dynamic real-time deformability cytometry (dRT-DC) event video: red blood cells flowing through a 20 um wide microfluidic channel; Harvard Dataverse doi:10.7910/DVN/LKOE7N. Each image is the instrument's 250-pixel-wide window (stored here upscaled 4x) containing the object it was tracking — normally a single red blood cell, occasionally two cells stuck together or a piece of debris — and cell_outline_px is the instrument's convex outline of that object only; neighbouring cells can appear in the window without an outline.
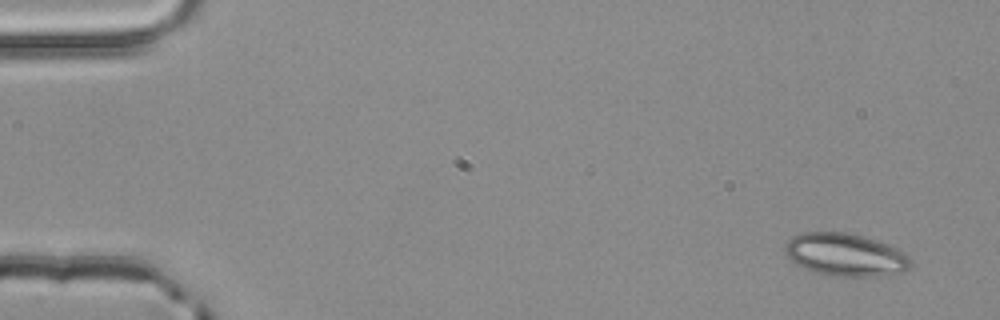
{"species": "common noctule bat (a hibernating species)", "species_latin": "Nyctalus noctula", "temperature_condition": "room temperature", "stored_images_in_passage": 4, "camera_frame_rate_fps": 3000, "um_per_image_px": 0.085, "animal": {"sex": "male", "body_mass_g": 20.4}, "frame": {"image": 1, "passage_image": 1, "time_ms": 0.0, "image_size_px": [1000, 320], "cell_outline_px": [[912, 260], [908, 268], [904, 272], [888, 276], [836, 276], [816, 272], [804, 268], [796, 264], [784, 256], [784, 244], [792, 236], [800, 232], [848, 232], [864, 236], [900, 248]], "centroid_in_image_um": [71.85, 21.64], "position_along_channel_um": 13.1, "area_um2": 31.85}}